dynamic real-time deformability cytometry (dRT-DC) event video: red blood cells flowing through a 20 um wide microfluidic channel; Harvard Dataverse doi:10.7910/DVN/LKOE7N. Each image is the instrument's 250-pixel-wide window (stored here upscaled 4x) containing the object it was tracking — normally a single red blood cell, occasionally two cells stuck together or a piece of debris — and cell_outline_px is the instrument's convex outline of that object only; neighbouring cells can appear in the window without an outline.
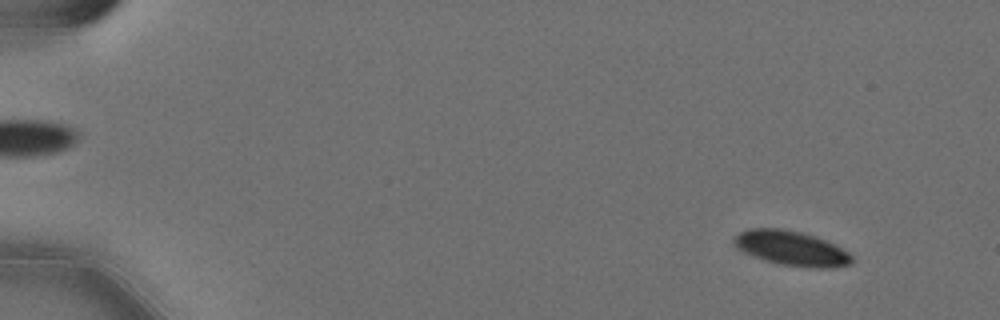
{"species": "Egyptian fruit bat (a non-hibernating species)", "species_latin": "Rousettus aegyptiacus", "temperature_condition": "cold", "stored_images_in_passage": 58, "camera_frame_rate_fps": 3000, "um_per_image_px": 0.085, "animal": {"sex": "female"}, "frame": {"image": 1, "passage_image": 6, "time_ms": 1.667, "image_size_px": [1000, 320], "cell_outline_px": [[852, 264], [832, 268], [812, 268], [784, 264], [764, 260], [736, 248], [732, 240], [740, 232], [748, 228], [784, 228], [804, 232], [816, 236], [836, 244], [848, 252], [852, 256]], "centroid_in_image_um": [67.3, 21.08], "position_along_channel_um": 17.7, "area_um2": 23.99}}
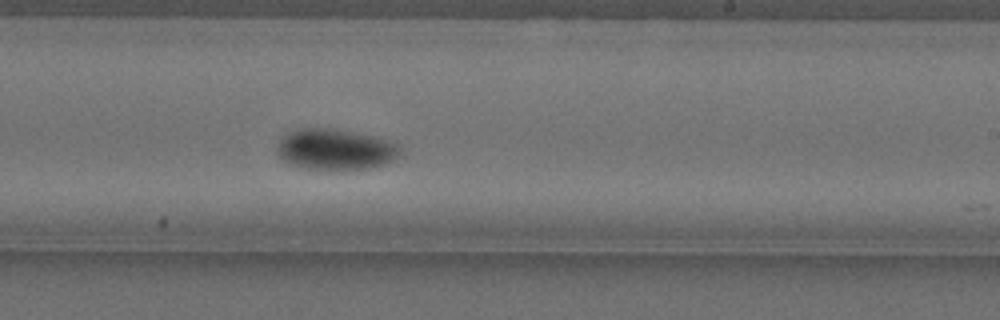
{"frame": {"image": 2, "passage_image": 37, "time_ms": 12.0, "image_size_px": [1000, 320], "cell_outline_px": [[400, 152], [392, 160], [384, 164], [368, 168], [304, 168], [288, 164], [276, 152], [276, 144], [288, 132], [300, 128], [336, 128], [376, 136], [400, 144]], "centroid_in_image_um": [28.48, 12.66], "position_along_channel_um": 260.5, "area_um2": 29.19}}
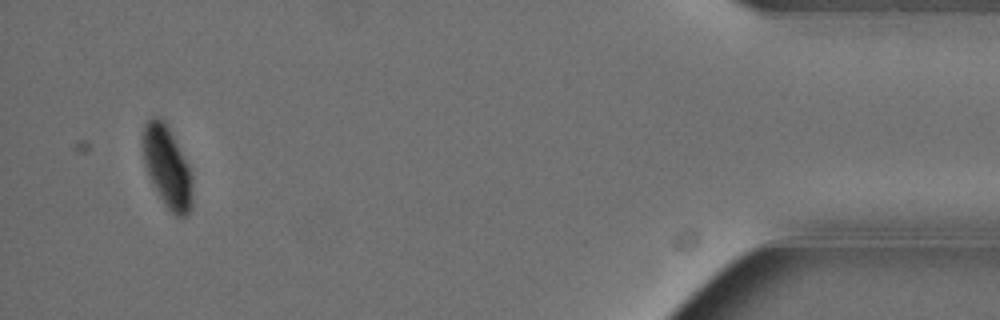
{"frame": {"image": 3, "passage_image": 56, "time_ms": 18.333, "image_size_px": [1000, 320], "cell_outline_px": [[192, 208], [184, 216], [176, 216], [164, 204], [152, 184], [144, 164], [140, 140], [144, 124], [152, 116], [160, 116], [168, 124], [188, 164], [192, 176]], "centroid_in_image_um": [14.18, 14.12], "position_along_channel_um": 421.0, "area_um2": 24.1}, "authors_computed_cell_mechanics": {"area_um2": 25.6343, "velocity_mm_per_s": 3.5548, "shape_relaxation_time_tau1_ms": 3.5764, "shape_relaxation_time_tau2_ms": null, "deformation_change_tau1": 0.0945, "deformation_change_tau2": null}}